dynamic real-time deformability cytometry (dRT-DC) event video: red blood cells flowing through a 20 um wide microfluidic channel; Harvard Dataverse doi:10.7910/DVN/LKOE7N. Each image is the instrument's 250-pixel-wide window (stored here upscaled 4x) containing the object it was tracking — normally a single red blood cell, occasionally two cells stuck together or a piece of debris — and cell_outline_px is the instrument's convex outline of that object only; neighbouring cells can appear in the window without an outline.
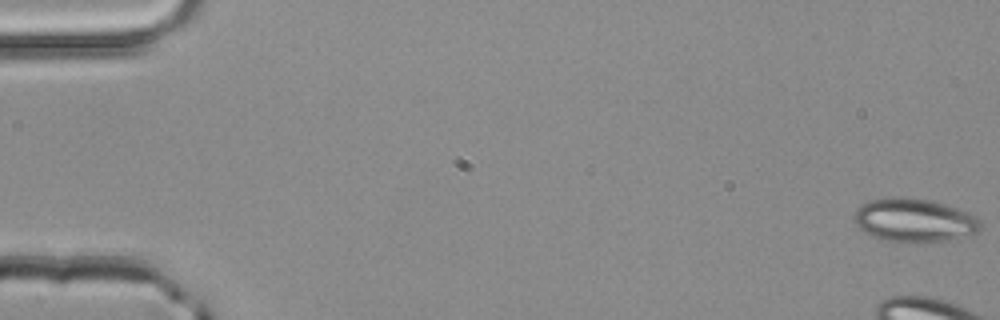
{"species": "common noctule bat (a hibernating species)", "species_latin": "Nyctalus noctula", "temperature_condition": "room temperature", "stored_images_in_passage": 3, "camera_frame_rate_fps": 3000, "um_per_image_px": 0.085, "animal": {"sex": "male", "body_mass_g": 20.4}, "frame": {"image": 1, "passage_image": 1, "time_ms": 0.0, "image_size_px": [1000, 320], "cell_outline_px": [[980, 232], [944, 240], [884, 240], [872, 236], [864, 232], [852, 220], [856, 212], [868, 200], [892, 196], [904, 196], [932, 200], [956, 208], [980, 220]], "centroid_in_image_um": [77.66, 18.67], "position_along_channel_um": 7.3, "area_um2": 31.21}}